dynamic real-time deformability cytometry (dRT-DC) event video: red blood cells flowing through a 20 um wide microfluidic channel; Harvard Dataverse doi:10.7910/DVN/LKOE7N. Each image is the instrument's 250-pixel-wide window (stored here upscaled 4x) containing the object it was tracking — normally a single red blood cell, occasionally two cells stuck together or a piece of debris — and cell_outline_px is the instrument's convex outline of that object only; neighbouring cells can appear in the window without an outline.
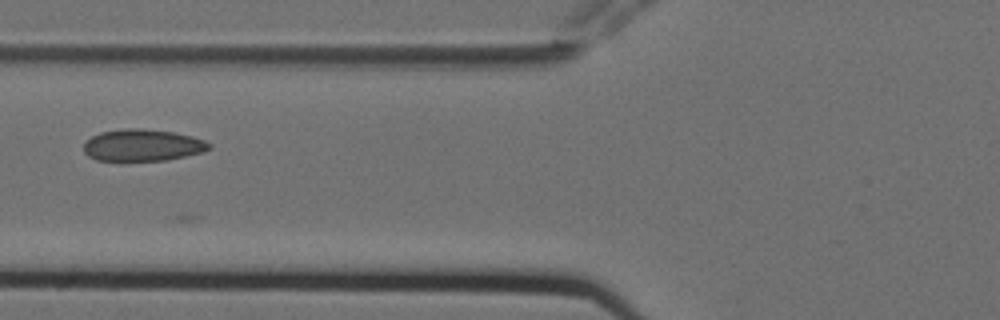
{"species": "Egyptian fruit bat (a non-hibernating species)", "species_latin": "Rousettus aegyptiacus", "temperature_condition": "cold", "stored_images_in_passage": 4, "camera_frame_rate_fps": 3000, "um_per_image_px": 0.085, "animal": {"sex": "female"}, "frame": {"image": 1, "passage_image": 4, "time_ms": 1.0, "image_size_px": [1000, 320], "cell_outline_px": [[212, 148], [204, 152], [164, 160], [96, 160], [88, 156], [84, 152], [84, 144], [92, 136], [100, 132], [128, 128], [140, 128], [172, 132], [192, 136], [204, 140], [212, 144]], "centroid_in_image_um": [12.14, 12.34], "position_along_channel_um": 113.7, "area_um2": 23.12}}